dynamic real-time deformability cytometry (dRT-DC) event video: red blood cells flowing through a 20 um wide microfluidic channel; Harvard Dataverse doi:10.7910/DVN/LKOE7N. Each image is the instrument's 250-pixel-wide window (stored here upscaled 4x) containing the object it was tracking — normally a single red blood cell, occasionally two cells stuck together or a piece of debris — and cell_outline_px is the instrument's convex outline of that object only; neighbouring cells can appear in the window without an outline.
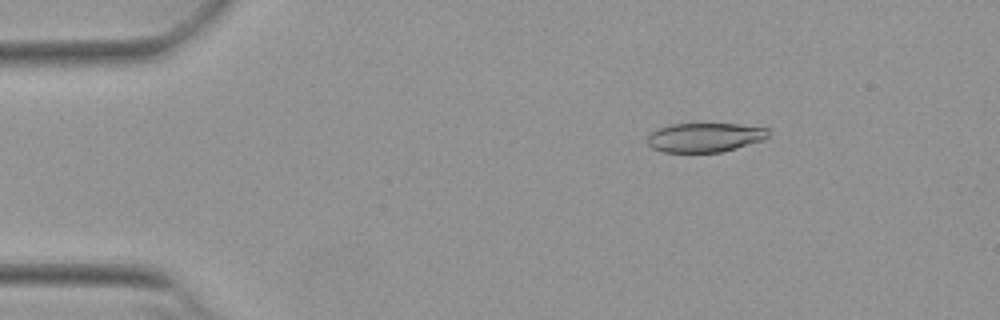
{"species": "Egyptian fruit bat (a non-hibernating species)", "species_latin": "Rousettus aegyptiacus", "temperature_condition": "warm", "stored_images_in_passage": 53, "camera_frame_rate_fps": 3000, "um_per_image_px": 0.085, "animal": {"sex": "female"}, "frame": {"image": 1, "passage_image": 8, "time_ms": 2.333, "image_size_px": [1000, 320], "cell_outline_px": [[768, 136], [764, 140], [736, 148], [720, 152], [664, 152], [652, 148], [648, 144], [648, 136], [652, 132], [660, 128], [672, 124], [740, 124], [768, 128]], "centroid_in_image_um": [59.93, 11.68], "position_along_channel_um": 25.1, "area_um2": 20.46}}
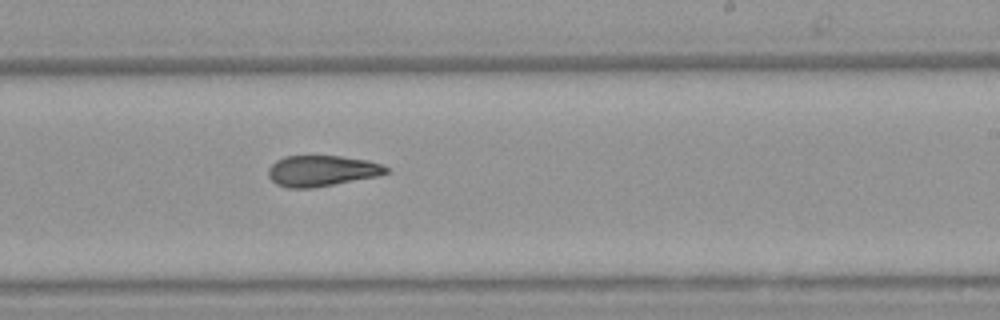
{"frame": {"image": 2, "passage_image": 32, "time_ms": 10.333, "image_size_px": [1000, 320], "cell_outline_px": [[388, 172], [376, 176], [312, 188], [288, 188], [276, 184], [268, 176], [268, 168], [276, 160], [284, 156], [340, 156], [368, 160], [384, 164], [388, 168]], "centroid_in_image_um": [27.33, 14.51], "position_along_channel_um": 261.7, "area_um2": 21.15}}
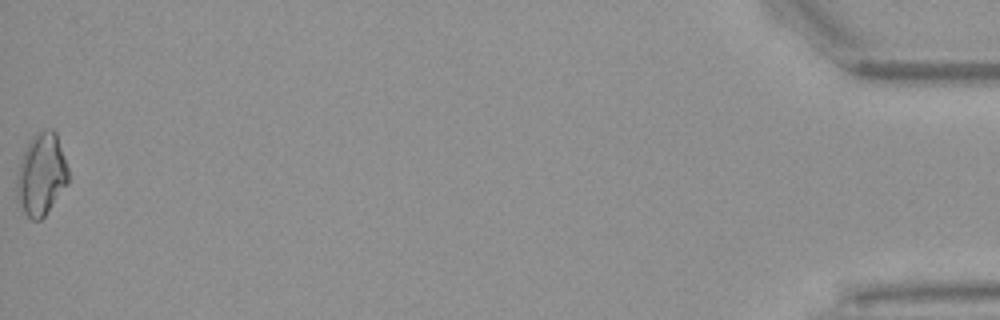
{"frame": {"image": 3, "passage_image": 53, "time_ms": 17.333, "image_size_px": [1000, 320], "cell_outline_px": [[68, 184], [44, 216], [40, 220], [32, 220], [20, 208], [16, 200], [16, 180], [20, 164], [24, 152], [32, 136], [36, 132], [44, 128], [52, 128], [56, 132], [68, 168]], "centroid_in_image_um": [3.51, 14.82], "position_along_channel_um": 431.7, "area_um2": 24.74}, "authors_computed_cell_mechanics": {"area_um2": 21.9062, "velocity_mm_per_s": 3.8591, "shape_relaxation_time_tau1_ms": null, "shape_relaxation_time_tau2_ms": 6.5007, "deformation_change_tau1": null, "deformation_change_tau2": 0.1588}}